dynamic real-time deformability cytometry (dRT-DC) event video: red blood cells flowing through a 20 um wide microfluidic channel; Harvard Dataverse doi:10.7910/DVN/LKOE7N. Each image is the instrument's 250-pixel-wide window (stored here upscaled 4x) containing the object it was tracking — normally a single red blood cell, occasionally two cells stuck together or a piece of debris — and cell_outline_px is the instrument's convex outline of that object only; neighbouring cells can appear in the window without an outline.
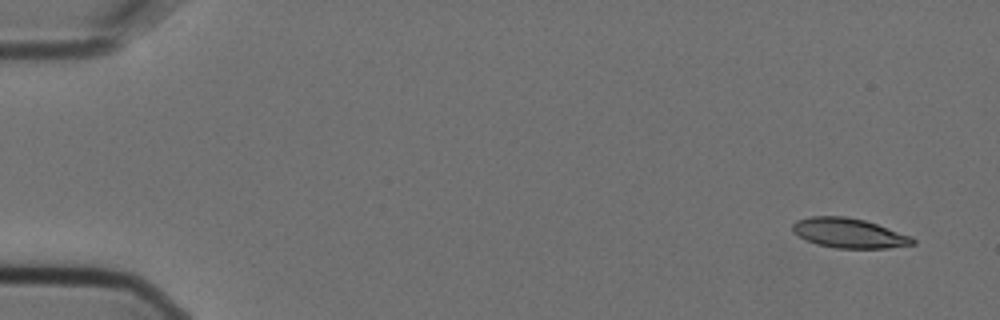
{"species": "Egyptian fruit bat (a non-hibernating species)", "species_latin": "Rousettus aegyptiacus", "temperature_condition": "cold", "stored_images_in_passage": 4, "camera_frame_rate_fps": 3000, "um_per_image_px": 0.085, "animal": {"sex": "female"}, "frame": {"image": 1, "passage_image": 1, "time_ms": 0.0, "image_size_px": [1000, 320], "cell_outline_px": [[916, 244], [888, 248], [836, 248], [816, 244], [804, 240], [792, 232], [792, 224], [796, 220], [812, 216], [844, 216], [864, 220], [912, 236], [916, 240]], "centroid_in_image_um": [72.14, 19.82], "position_along_channel_um": 12.9, "area_um2": 20.92}}